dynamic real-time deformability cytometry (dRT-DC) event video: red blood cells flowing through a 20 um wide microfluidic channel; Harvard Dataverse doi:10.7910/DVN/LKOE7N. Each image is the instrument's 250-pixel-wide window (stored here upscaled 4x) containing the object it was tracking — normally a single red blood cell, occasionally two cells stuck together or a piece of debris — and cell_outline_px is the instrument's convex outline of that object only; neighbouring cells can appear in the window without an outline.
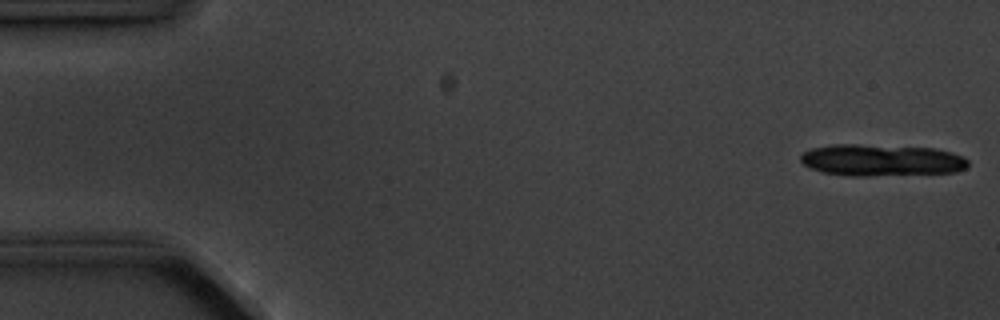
{"species": "common noctule bat (a hibernating species)", "species_latin": "Nyctalus noctula", "temperature_condition": "cold", "stored_images_in_passage": 4, "camera_frame_rate_fps": 3000, "um_per_image_px": 0.085, "animal": {"sex": "male", "body_mass_g": 20.1, "forearm_length_mm": 53.5}, "frame": {"image": 1, "passage_image": 1, "time_ms": 0.0, "image_size_px": [1000, 320], "cell_outline_px": [[968, 164], [964, 168], [956, 172], [868, 176], [848, 176], [820, 172], [804, 164], [800, 160], [800, 156], [804, 152], [812, 148], [832, 144], [856, 144], [936, 148], [952, 152], [964, 156], [968, 160]], "centroid_in_image_um": [74.92, 13.61], "position_along_channel_um": 10.1, "area_um2": 31.15}}